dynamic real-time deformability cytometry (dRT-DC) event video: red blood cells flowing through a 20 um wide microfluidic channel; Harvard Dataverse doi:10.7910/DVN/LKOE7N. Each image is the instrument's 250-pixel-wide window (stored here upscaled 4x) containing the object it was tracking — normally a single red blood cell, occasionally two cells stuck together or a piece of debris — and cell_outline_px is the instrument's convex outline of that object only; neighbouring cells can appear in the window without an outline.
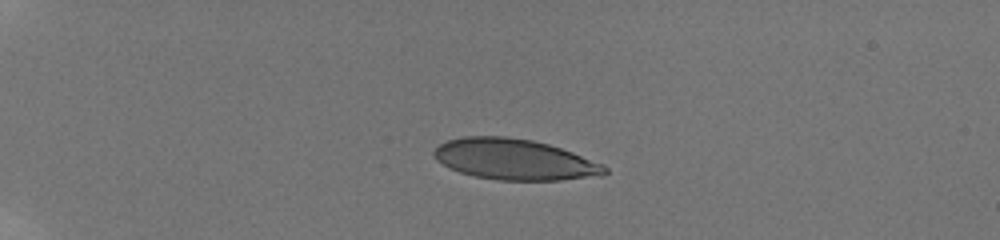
{"species": "human", "species_latin": "Homo sapiens", "temperature_condition": "room temperature", "stored_images_in_passage": 1, "camera_frame_rate_fps": 3000, "um_per_image_px": 0.085, "donor": {"sex": "male"}, "frame": {"image": 1, "passage_image": 1, "time_ms": 0.0, "image_size_px": [1000, 240], "cell_outline_px": [[584, 172], [572, 176], [548, 176], [460, 140], [520, 140], [540, 144], [556, 148], [576, 156], [584, 160]], "centroid_in_image_um": [45.39, 13.3], "position_along_channel_um": 39.6, "area_um2": 16.88}}